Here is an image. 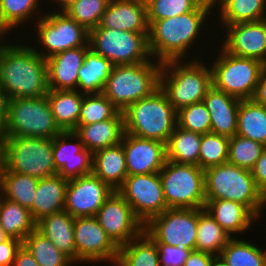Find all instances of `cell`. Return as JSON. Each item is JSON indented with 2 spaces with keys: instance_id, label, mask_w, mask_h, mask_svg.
I'll return each instance as SVG.
<instances>
[{
  "instance_id": "obj_1",
  "label": "cell",
  "mask_w": 266,
  "mask_h": 266,
  "mask_svg": "<svg viewBox=\"0 0 266 266\" xmlns=\"http://www.w3.org/2000/svg\"><path fill=\"white\" fill-rule=\"evenodd\" d=\"M212 8L213 0H203L193 11L186 14L163 20H148V48L152 59L161 63L184 61L188 57V49L193 42L196 44L198 35L203 31L205 20Z\"/></svg>"
},
{
  "instance_id": "obj_2",
  "label": "cell",
  "mask_w": 266,
  "mask_h": 266,
  "mask_svg": "<svg viewBox=\"0 0 266 266\" xmlns=\"http://www.w3.org/2000/svg\"><path fill=\"white\" fill-rule=\"evenodd\" d=\"M0 83L9 100L46 96V59L29 45H11L0 37Z\"/></svg>"
},
{
  "instance_id": "obj_3",
  "label": "cell",
  "mask_w": 266,
  "mask_h": 266,
  "mask_svg": "<svg viewBox=\"0 0 266 266\" xmlns=\"http://www.w3.org/2000/svg\"><path fill=\"white\" fill-rule=\"evenodd\" d=\"M125 133L167 143L177 126V111L158 88L123 111Z\"/></svg>"
},
{
  "instance_id": "obj_4",
  "label": "cell",
  "mask_w": 266,
  "mask_h": 266,
  "mask_svg": "<svg viewBox=\"0 0 266 266\" xmlns=\"http://www.w3.org/2000/svg\"><path fill=\"white\" fill-rule=\"evenodd\" d=\"M167 61L162 63L160 89L176 111L193 103L202 102L212 87V72L198 60ZM188 63V64H187Z\"/></svg>"
},
{
  "instance_id": "obj_5",
  "label": "cell",
  "mask_w": 266,
  "mask_h": 266,
  "mask_svg": "<svg viewBox=\"0 0 266 266\" xmlns=\"http://www.w3.org/2000/svg\"><path fill=\"white\" fill-rule=\"evenodd\" d=\"M204 182L206 199L239 202L258 219L262 215L265 196L256 187L251 170L226 162L205 169Z\"/></svg>"
},
{
  "instance_id": "obj_6",
  "label": "cell",
  "mask_w": 266,
  "mask_h": 266,
  "mask_svg": "<svg viewBox=\"0 0 266 266\" xmlns=\"http://www.w3.org/2000/svg\"><path fill=\"white\" fill-rule=\"evenodd\" d=\"M152 60L151 58L148 62L113 66L102 93L119 112L160 88L162 63L153 60L154 63Z\"/></svg>"
},
{
  "instance_id": "obj_7",
  "label": "cell",
  "mask_w": 266,
  "mask_h": 266,
  "mask_svg": "<svg viewBox=\"0 0 266 266\" xmlns=\"http://www.w3.org/2000/svg\"><path fill=\"white\" fill-rule=\"evenodd\" d=\"M1 144L3 171L37 179L58 174L53 159V138L4 136Z\"/></svg>"
},
{
  "instance_id": "obj_8",
  "label": "cell",
  "mask_w": 266,
  "mask_h": 266,
  "mask_svg": "<svg viewBox=\"0 0 266 266\" xmlns=\"http://www.w3.org/2000/svg\"><path fill=\"white\" fill-rule=\"evenodd\" d=\"M220 47L219 57L210 67L212 86L237 99H251L266 64L257 59L232 55Z\"/></svg>"
},
{
  "instance_id": "obj_9",
  "label": "cell",
  "mask_w": 266,
  "mask_h": 266,
  "mask_svg": "<svg viewBox=\"0 0 266 266\" xmlns=\"http://www.w3.org/2000/svg\"><path fill=\"white\" fill-rule=\"evenodd\" d=\"M62 132L53 117L47 95L8 101L4 136L54 138Z\"/></svg>"
},
{
  "instance_id": "obj_10",
  "label": "cell",
  "mask_w": 266,
  "mask_h": 266,
  "mask_svg": "<svg viewBox=\"0 0 266 266\" xmlns=\"http://www.w3.org/2000/svg\"><path fill=\"white\" fill-rule=\"evenodd\" d=\"M159 176L167 208H204L206 195L202 168L167 160Z\"/></svg>"
},
{
  "instance_id": "obj_11",
  "label": "cell",
  "mask_w": 266,
  "mask_h": 266,
  "mask_svg": "<svg viewBox=\"0 0 266 266\" xmlns=\"http://www.w3.org/2000/svg\"><path fill=\"white\" fill-rule=\"evenodd\" d=\"M149 33H135L99 25L89 31L90 49L115 65L148 62L152 57L148 48Z\"/></svg>"
},
{
  "instance_id": "obj_12",
  "label": "cell",
  "mask_w": 266,
  "mask_h": 266,
  "mask_svg": "<svg viewBox=\"0 0 266 266\" xmlns=\"http://www.w3.org/2000/svg\"><path fill=\"white\" fill-rule=\"evenodd\" d=\"M42 15H44L42 17ZM35 21L36 37L44 52L33 45L34 50L43 58L47 59L59 52L82 47L88 43L89 31L77 21L70 18L65 12L53 11L42 14Z\"/></svg>"
},
{
  "instance_id": "obj_13",
  "label": "cell",
  "mask_w": 266,
  "mask_h": 266,
  "mask_svg": "<svg viewBox=\"0 0 266 266\" xmlns=\"http://www.w3.org/2000/svg\"><path fill=\"white\" fill-rule=\"evenodd\" d=\"M198 209L168 208L151 218L144 231L155 241L195 250Z\"/></svg>"
},
{
  "instance_id": "obj_14",
  "label": "cell",
  "mask_w": 266,
  "mask_h": 266,
  "mask_svg": "<svg viewBox=\"0 0 266 266\" xmlns=\"http://www.w3.org/2000/svg\"><path fill=\"white\" fill-rule=\"evenodd\" d=\"M116 191L129 203L134 215L144 225L168 209L159 172L127 176Z\"/></svg>"
},
{
  "instance_id": "obj_15",
  "label": "cell",
  "mask_w": 266,
  "mask_h": 266,
  "mask_svg": "<svg viewBox=\"0 0 266 266\" xmlns=\"http://www.w3.org/2000/svg\"><path fill=\"white\" fill-rule=\"evenodd\" d=\"M74 243L78 262H112L115 266L119 247L100 226L95 216L74 218ZM101 261V262H100Z\"/></svg>"
},
{
  "instance_id": "obj_16",
  "label": "cell",
  "mask_w": 266,
  "mask_h": 266,
  "mask_svg": "<svg viewBox=\"0 0 266 266\" xmlns=\"http://www.w3.org/2000/svg\"><path fill=\"white\" fill-rule=\"evenodd\" d=\"M95 217L119 248L144 231V224L134 215L129 203L117 191H113L106 199Z\"/></svg>"
},
{
  "instance_id": "obj_17",
  "label": "cell",
  "mask_w": 266,
  "mask_h": 266,
  "mask_svg": "<svg viewBox=\"0 0 266 266\" xmlns=\"http://www.w3.org/2000/svg\"><path fill=\"white\" fill-rule=\"evenodd\" d=\"M114 190L93 173L70 179L64 211L73 218L95 216Z\"/></svg>"
},
{
  "instance_id": "obj_18",
  "label": "cell",
  "mask_w": 266,
  "mask_h": 266,
  "mask_svg": "<svg viewBox=\"0 0 266 266\" xmlns=\"http://www.w3.org/2000/svg\"><path fill=\"white\" fill-rule=\"evenodd\" d=\"M53 159L58 175L67 180L92 173L93 154L74 131H65L53 138Z\"/></svg>"
},
{
  "instance_id": "obj_19",
  "label": "cell",
  "mask_w": 266,
  "mask_h": 266,
  "mask_svg": "<svg viewBox=\"0 0 266 266\" xmlns=\"http://www.w3.org/2000/svg\"><path fill=\"white\" fill-rule=\"evenodd\" d=\"M121 144L126 158L128 176L158 173L167 161L166 144L124 133Z\"/></svg>"
},
{
  "instance_id": "obj_20",
  "label": "cell",
  "mask_w": 266,
  "mask_h": 266,
  "mask_svg": "<svg viewBox=\"0 0 266 266\" xmlns=\"http://www.w3.org/2000/svg\"><path fill=\"white\" fill-rule=\"evenodd\" d=\"M226 29L221 46L228 53L266 64V19L227 25Z\"/></svg>"
},
{
  "instance_id": "obj_21",
  "label": "cell",
  "mask_w": 266,
  "mask_h": 266,
  "mask_svg": "<svg viewBox=\"0 0 266 266\" xmlns=\"http://www.w3.org/2000/svg\"><path fill=\"white\" fill-rule=\"evenodd\" d=\"M99 26L135 33H149L145 0H110Z\"/></svg>"
},
{
  "instance_id": "obj_22",
  "label": "cell",
  "mask_w": 266,
  "mask_h": 266,
  "mask_svg": "<svg viewBox=\"0 0 266 266\" xmlns=\"http://www.w3.org/2000/svg\"><path fill=\"white\" fill-rule=\"evenodd\" d=\"M89 42L46 59L49 90H77L78 71L84 63Z\"/></svg>"
},
{
  "instance_id": "obj_23",
  "label": "cell",
  "mask_w": 266,
  "mask_h": 266,
  "mask_svg": "<svg viewBox=\"0 0 266 266\" xmlns=\"http://www.w3.org/2000/svg\"><path fill=\"white\" fill-rule=\"evenodd\" d=\"M203 102L210 114L211 132L227 137L235 136L240 99L212 86Z\"/></svg>"
},
{
  "instance_id": "obj_24",
  "label": "cell",
  "mask_w": 266,
  "mask_h": 266,
  "mask_svg": "<svg viewBox=\"0 0 266 266\" xmlns=\"http://www.w3.org/2000/svg\"><path fill=\"white\" fill-rule=\"evenodd\" d=\"M204 209L231 238L249 230L258 219L245 205L225 199H206Z\"/></svg>"
},
{
  "instance_id": "obj_25",
  "label": "cell",
  "mask_w": 266,
  "mask_h": 266,
  "mask_svg": "<svg viewBox=\"0 0 266 266\" xmlns=\"http://www.w3.org/2000/svg\"><path fill=\"white\" fill-rule=\"evenodd\" d=\"M74 133L92 154L100 149L121 143L125 133L123 112L102 122L77 125Z\"/></svg>"
},
{
  "instance_id": "obj_26",
  "label": "cell",
  "mask_w": 266,
  "mask_h": 266,
  "mask_svg": "<svg viewBox=\"0 0 266 266\" xmlns=\"http://www.w3.org/2000/svg\"><path fill=\"white\" fill-rule=\"evenodd\" d=\"M68 182L58 174L39 179L33 207L30 209L36 223L45 216L64 211Z\"/></svg>"
},
{
  "instance_id": "obj_27",
  "label": "cell",
  "mask_w": 266,
  "mask_h": 266,
  "mask_svg": "<svg viewBox=\"0 0 266 266\" xmlns=\"http://www.w3.org/2000/svg\"><path fill=\"white\" fill-rule=\"evenodd\" d=\"M41 232L73 263H77L74 243V218L66 211L45 216L36 223Z\"/></svg>"
},
{
  "instance_id": "obj_28",
  "label": "cell",
  "mask_w": 266,
  "mask_h": 266,
  "mask_svg": "<svg viewBox=\"0 0 266 266\" xmlns=\"http://www.w3.org/2000/svg\"><path fill=\"white\" fill-rule=\"evenodd\" d=\"M92 173L116 191L128 176L123 145L119 143L94 152Z\"/></svg>"
},
{
  "instance_id": "obj_29",
  "label": "cell",
  "mask_w": 266,
  "mask_h": 266,
  "mask_svg": "<svg viewBox=\"0 0 266 266\" xmlns=\"http://www.w3.org/2000/svg\"><path fill=\"white\" fill-rule=\"evenodd\" d=\"M85 94L78 90H49L47 99L57 125L65 131H74Z\"/></svg>"
},
{
  "instance_id": "obj_30",
  "label": "cell",
  "mask_w": 266,
  "mask_h": 266,
  "mask_svg": "<svg viewBox=\"0 0 266 266\" xmlns=\"http://www.w3.org/2000/svg\"><path fill=\"white\" fill-rule=\"evenodd\" d=\"M113 66L108 59L89 49L78 71L77 90L85 95L102 93Z\"/></svg>"
},
{
  "instance_id": "obj_31",
  "label": "cell",
  "mask_w": 266,
  "mask_h": 266,
  "mask_svg": "<svg viewBox=\"0 0 266 266\" xmlns=\"http://www.w3.org/2000/svg\"><path fill=\"white\" fill-rule=\"evenodd\" d=\"M220 8L219 21L223 28L242 22H257L266 19V0H213Z\"/></svg>"
},
{
  "instance_id": "obj_32",
  "label": "cell",
  "mask_w": 266,
  "mask_h": 266,
  "mask_svg": "<svg viewBox=\"0 0 266 266\" xmlns=\"http://www.w3.org/2000/svg\"><path fill=\"white\" fill-rule=\"evenodd\" d=\"M202 134L175 127L166 143L167 160L179 164L199 166Z\"/></svg>"
},
{
  "instance_id": "obj_33",
  "label": "cell",
  "mask_w": 266,
  "mask_h": 266,
  "mask_svg": "<svg viewBox=\"0 0 266 266\" xmlns=\"http://www.w3.org/2000/svg\"><path fill=\"white\" fill-rule=\"evenodd\" d=\"M236 134L266 146V106L252 99L240 100Z\"/></svg>"
},
{
  "instance_id": "obj_34",
  "label": "cell",
  "mask_w": 266,
  "mask_h": 266,
  "mask_svg": "<svg viewBox=\"0 0 266 266\" xmlns=\"http://www.w3.org/2000/svg\"><path fill=\"white\" fill-rule=\"evenodd\" d=\"M115 266H160L155 241L143 231L137 238L119 248Z\"/></svg>"
},
{
  "instance_id": "obj_35",
  "label": "cell",
  "mask_w": 266,
  "mask_h": 266,
  "mask_svg": "<svg viewBox=\"0 0 266 266\" xmlns=\"http://www.w3.org/2000/svg\"><path fill=\"white\" fill-rule=\"evenodd\" d=\"M0 225L10 237L22 242L36 229V222L30 210L5 198L3 194L0 204Z\"/></svg>"
},
{
  "instance_id": "obj_36",
  "label": "cell",
  "mask_w": 266,
  "mask_h": 266,
  "mask_svg": "<svg viewBox=\"0 0 266 266\" xmlns=\"http://www.w3.org/2000/svg\"><path fill=\"white\" fill-rule=\"evenodd\" d=\"M231 237L204 209H198V226L195 251L219 256Z\"/></svg>"
},
{
  "instance_id": "obj_37",
  "label": "cell",
  "mask_w": 266,
  "mask_h": 266,
  "mask_svg": "<svg viewBox=\"0 0 266 266\" xmlns=\"http://www.w3.org/2000/svg\"><path fill=\"white\" fill-rule=\"evenodd\" d=\"M39 179L18 172H2V194L30 210L36 195Z\"/></svg>"
},
{
  "instance_id": "obj_38",
  "label": "cell",
  "mask_w": 266,
  "mask_h": 266,
  "mask_svg": "<svg viewBox=\"0 0 266 266\" xmlns=\"http://www.w3.org/2000/svg\"><path fill=\"white\" fill-rule=\"evenodd\" d=\"M255 245L232 237L219 257L228 266H266V251Z\"/></svg>"
},
{
  "instance_id": "obj_39",
  "label": "cell",
  "mask_w": 266,
  "mask_h": 266,
  "mask_svg": "<svg viewBox=\"0 0 266 266\" xmlns=\"http://www.w3.org/2000/svg\"><path fill=\"white\" fill-rule=\"evenodd\" d=\"M39 1L0 0V37L4 38L9 30L17 28L20 24L23 27L28 20H36L34 15L40 6Z\"/></svg>"
},
{
  "instance_id": "obj_40",
  "label": "cell",
  "mask_w": 266,
  "mask_h": 266,
  "mask_svg": "<svg viewBox=\"0 0 266 266\" xmlns=\"http://www.w3.org/2000/svg\"><path fill=\"white\" fill-rule=\"evenodd\" d=\"M40 266H71L73 262L37 229L22 242Z\"/></svg>"
},
{
  "instance_id": "obj_41",
  "label": "cell",
  "mask_w": 266,
  "mask_h": 266,
  "mask_svg": "<svg viewBox=\"0 0 266 266\" xmlns=\"http://www.w3.org/2000/svg\"><path fill=\"white\" fill-rule=\"evenodd\" d=\"M265 148L262 143L236 134L229 140L227 162L251 170Z\"/></svg>"
},
{
  "instance_id": "obj_42",
  "label": "cell",
  "mask_w": 266,
  "mask_h": 266,
  "mask_svg": "<svg viewBox=\"0 0 266 266\" xmlns=\"http://www.w3.org/2000/svg\"><path fill=\"white\" fill-rule=\"evenodd\" d=\"M119 110L103 94H86L83 97L78 125L102 122L115 117Z\"/></svg>"
},
{
  "instance_id": "obj_43",
  "label": "cell",
  "mask_w": 266,
  "mask_h": 266,
  "mask_svg": "<svg viewBox=\"0 0 266 266\" xmlns=\"http://www.w3.org/2000/svg\"><path fill=\"white\" fill-rule=\"evenodd\" d=\"M230 137L213 132L202 134L199 152V167L203 170L228 161Z\"/></svg>"
},
{
  "instance_id": "obj_44",
  "label": "cell",
  "mask_w": 266,
  "mask_h": 266,
  "mask_svg": "<svg viewBox=\"0 0 266 266\" xmlns=\"http://www.w3.org/2000/svg\"><path fill=\"white\" fill-rule=\"evenodd\" d=\"M110 0H78L64 12L87 31L96 28Z\"/></svg>"
},
{
  "instance_id": "obj_45",
  "label": "cell",
  "mask_w": 266,
  "mask_h": 266,
  "mask_svg": "<svg viewBox=\"0 0 266 266\" xmlns=\"http://www.w3.org/2000/svg\"><path fill=\"white\" fill-rule=\"evenodd\" d=\"M177 125L191 132H211V119L204 102L193 103L177 111Z\"/></svg>"
},
{
  "instance_id": "obj_46",
  "label": "cell",
  "mask_w": 266,
  "mask_h": 266,
  "mask_svg": "<svg viewBox=\"0 0 266 266\" xmlns=\"http://www.w3.org/2000/svg\"><path fill=\"white\" fill-rule=\"evenodd\" d=\"M203 0H145L148 20H163L193 11Z\"/></svg>"
},
{
  "instance_id": "obj_47",
  "label": "cell",
  "mask_w": 266,
  "mask_h": 266,
  "mask_svg": "<svg viewBox=\"0 0 266 266\" xmlns=\"http://www.w3.org/2000/svg\"><path fill=\"white\" fill-rule=\"evenodd\" d=\"M160 266H183L192 250L164 243H156Z\"/></svg>"
},
{
  "instance_id": "obj_48",
  "label": "cell",
  "mask_w": 266,
  "mask_h": 266,
  "mask_svg": "<svg viewBox=\"0 0 266 266\" xmlns=\"http://www.w3.org/2000/svg\"><path fill=\"white\" fill-rule=\"evenodd\" d=\"M21 245L22 241L12 237L0 243V266H12L16 252Z\"/></svg>"
},
{
  "instance_id": "obj_49",
  "label": "cell",
  "mask_w": 266,
  "mask_h": 266,
  "mask_svg": "<svg viewBox=\"0 0 266 266\" xmlns=\"http://www.w3.org/2000/svg\"><path fill=\"white\" fill-rule=\"evenodd\" d=\"M256 187L266 195V148L251 169Z\"/></svg>"
},
{
  "instance_id": "obj_50",
  "label": "cell",
  "mask_w": 266,
  "mask_h": 266,
  "mask_svg": "<svg viewBox=\"0 0 266 266\" xmlns=\"http://www.w3.org/2000/svg\"><path fill=\"white\" fill-rule=\"evenodd\" d=\"M216 256L207 252L191 251L183 266H211Z\"/></svg>"
},
{
  "instance_id": "obj_51",
  "label": "cell",
  "mask_w": 266,
  "mask_h": 266,
  "mask_svg": "<svg viewBox=\"0 0 266 266\" xmlns=\"http://www.w3.org/2000/svg\"><path fill=\"white\" fill-rule=\"evenodd\" d=\"M12 266H40L30 251L22 244L17 250Z\"/></svg>"
},
{
  "instance_id": "obj_52",
  "label": "cell",
  "mask_w": 266,
  "mask_h": 266,
  "mask_svg": "<svg viewBox=\"0 0 266 266\" xmlns=\"http://www.w3.org/2000/svg\"><path fill=\"white\" fill-rule=\"evenodd\" d=\"M8 101L9 98L0 83V136L2 138L7 124Z\"/></svg>"
},
{
  "instance_id": "obj_53",
  "label": "cell",
  "mask_w": 266,
  "mask_h": 266,
  "mask_svg": "<svg viewBox=\"0 0 266 266\" xmlns=\"http://www.w3.org/2000/svg\"><path fill=\"white\" fill-rule=\"evenodd\" d=\"M251 99L255 103L266 106V65Z\"/></svg>"
},
{
  "instance_id": "obj_54",
  "label": "cell",
  "mask_w": 266,
  "mask_h": 266,
  "mask_svg": "<svg viewBox=\"0 0 266 266\" xmlns=\"http://www.w3.org/2000/svg\"><path fill=\"white\" fill-rule=\"evenodd\" d=\"M78 0H52L51 2L57 3L59 6L60 12H64L69 6L75 3Z\"/></svg>"
},
{
  "instance_id": "obj_55",
  "label": "cell",
  "mask_w": 266,
  "mask_h": 266,
  "mask_svg": "<svg viewBox=\"0 0 266 266\" xmlns=\"http://www.w3.org/2000/svg\"><path fill=\"white\" fill-rule=\"evenodd\" d=\"M211 266H228L219 256H216L213 261Z\"/></svg>"
},
{
  "instance_id": "obj_56",
  "label": "cell",
  "mask_w": 266,
  "mask_h": 266,
  "mask_svg": "<svg viewBox=\"0 0 266 266\" xmlns=\"http://www.w3.org/2000/svg\"><path fill=\"white\" fill-rule=\"evenodd\" d=\"M10 236L4 231V229L0 225V243L7 241Z\"/></svg>"
},
{
  "instance_id": "obj_57",
  "label": "cell",
  "mask_w": 266,
  "mask_h": 266,
  "mask_svg": "<svg viewBox=\"0 0 266 266\" xmlns=\"http://www.w3.org/2000/svg\"><path fill=\"white\" fill-rule=\"evenodd\" d=\"M2 148H0V172H3Z\"/></svg>"
},
{
  "instance_id": "obj_58",
  "label": "cell",
  "mask_w": 266,
  "mask_h": 266,
  "mask_svg": "<svg viewBox=\"0 0 266 266\" xmlns=\"http://www.w3.org/2000/svg\"><path fill=\"white\" fill-rule=\"evenodd\" d=\"M0 194H2V172H0Z\"/></svg>"
},
{
  "instance_id": "obj_59",
  "label": "cell",
  "mask_w": 266,
  "mask_h": 266,
  "mask_svg": "<svg viewBox=\"0 0 266 266\" xmlns=\"http://www.w3.org/2000/svg\"><path fill=\"white\" fill-rule=\"evenodd\" d=\"M1 139H2V137L0 136V148H2Z\"/></svg>"
}]
</instances>
